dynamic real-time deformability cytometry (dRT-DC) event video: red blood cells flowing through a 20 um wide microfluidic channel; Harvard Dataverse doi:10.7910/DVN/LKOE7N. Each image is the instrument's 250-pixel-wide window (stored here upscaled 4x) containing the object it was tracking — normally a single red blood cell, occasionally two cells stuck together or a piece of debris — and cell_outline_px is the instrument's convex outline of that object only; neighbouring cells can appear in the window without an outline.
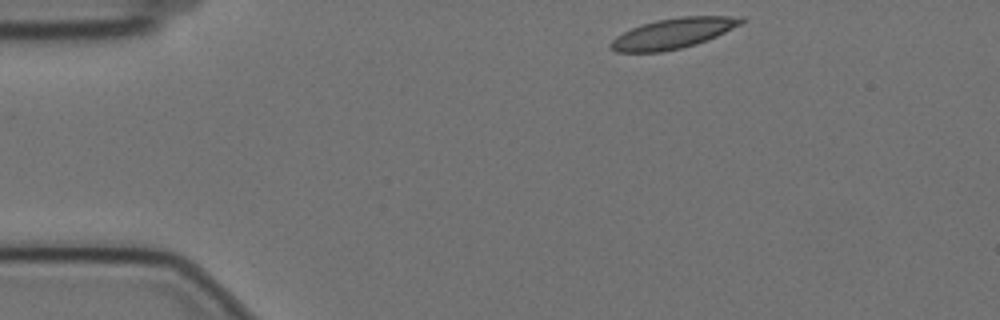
{"species": "Egyptian fruit bat (a non-hibernating species)", "species_latin": "Rousettus aegyptiacus", "temperature_condition": "cold", "stored_images_in_passage": 50, "camera_frame_rate_fps": 3000, "um_per_image_px": 0.085, "animal": {"sex": "female"}, "frame": {"image": 1, "passage_image": 1, "time_ms": 0.0, "image_size_px": [1000, 320], "cell_outline_px": [[748, 20], [716, 36], [696, 44], [680, 48], [660, 52], [616, 52], [608, 44], [616, 36], [640, 24], [656, 20], [680, 16], [744, 16]], "centroid_in_image_um": [57.22, 2.82], "position_along_channel_um": 27.8, "area_um2": 23.0}}
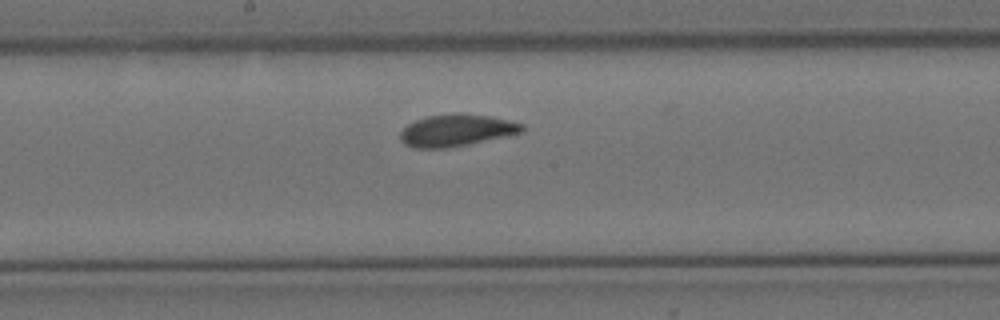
{"frame": {"image": 2, "passage_image": 22, "time_ms": 7.0, "image_size_px": [1000, 320], "cell_outline_px": [[524, 132], [468, 144], [448, 148], [412, 148], [404, 144], [400, 140], [400, 132], [408, 124], [416, 120], [428, 116], [460, 112], [492, 116], [524, 124]], "centroid_in_image_um": [38.8, 11.07], "position_along_channel_um": 209.4, "area_um2": 22.83}}
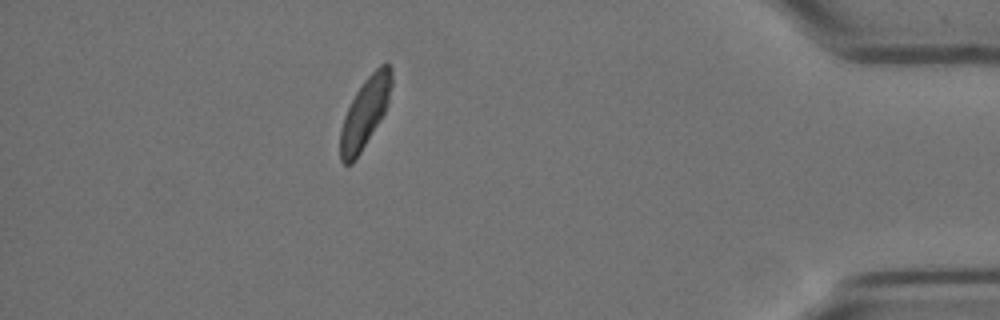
{"frame": {"image": 3, "passage_image": 43, "time_ms": 14.0, "image_size_px": [1000, 320], "cell_outline_px": [[392, 84], [388, 104], [380, 120], [360, 152], [352, 164], [344, 164], [340, 160], [340, 128], [344, 116], [356, 92], [364, 80], [380, 64], [388, 64], [392, 68]], "centroid_in_image_um": [31.02, 9.57], "position_along_channel_um": 404.2, "area_um2": 20.69}, "authors_computed_cell_mechanics": {"area_um2": 22.3686, "velocity_mm_per_s": 3.451, "shape_relaxation_time_tau1_ms": 3.2743, "shape_relaxation_time_tau2_ms": 1.0471, "deformation_change_tau1": 0.1037, "deformation_change_tau2": 0.0481}}